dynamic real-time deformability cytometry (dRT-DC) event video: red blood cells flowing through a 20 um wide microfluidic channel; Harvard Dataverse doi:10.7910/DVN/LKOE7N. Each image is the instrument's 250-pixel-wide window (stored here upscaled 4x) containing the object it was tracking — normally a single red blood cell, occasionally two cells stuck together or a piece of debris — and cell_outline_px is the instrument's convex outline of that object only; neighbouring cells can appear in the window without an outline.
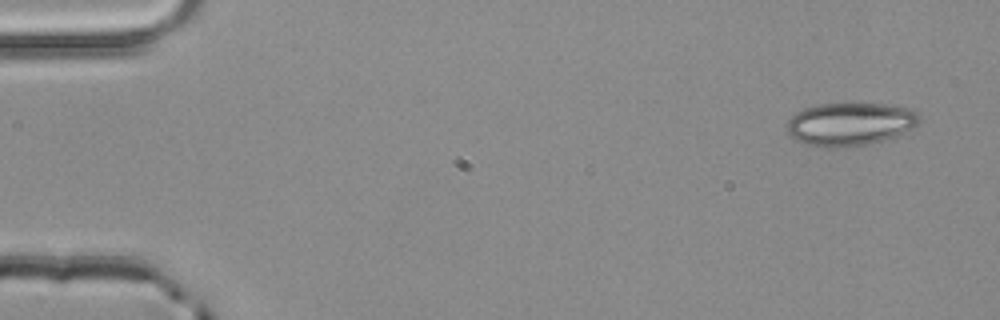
{"species": "common noctule bat (a hibernating species)", "species_latin": "Nyctalus noctula", "temperature_condition": "room temperature", "stored_images_in_passage": 3, "camera_frame_rate_fps": 3000, "um_per_image_px": 0.085, "animal": {"sex": "male", "body_mass_g": 20.4}, "frame": {"image": 1, "passage_image": 1, "time_ms": 0.0, "image_size_px": [1000, 320], "cell_outline_px": [[924, 120], [916, 128], [868, 144], [840, 148], [828, 148], [804, 144], [796, 140], [788, 132], [788, 120], [796, 112], [804, 108], [820, 104], [884, 104], [912, 108]], "centroid_in_image_um": [72.3, 10.54], "position_along_channel_um": 12.7, "area_um2": 33.35}}